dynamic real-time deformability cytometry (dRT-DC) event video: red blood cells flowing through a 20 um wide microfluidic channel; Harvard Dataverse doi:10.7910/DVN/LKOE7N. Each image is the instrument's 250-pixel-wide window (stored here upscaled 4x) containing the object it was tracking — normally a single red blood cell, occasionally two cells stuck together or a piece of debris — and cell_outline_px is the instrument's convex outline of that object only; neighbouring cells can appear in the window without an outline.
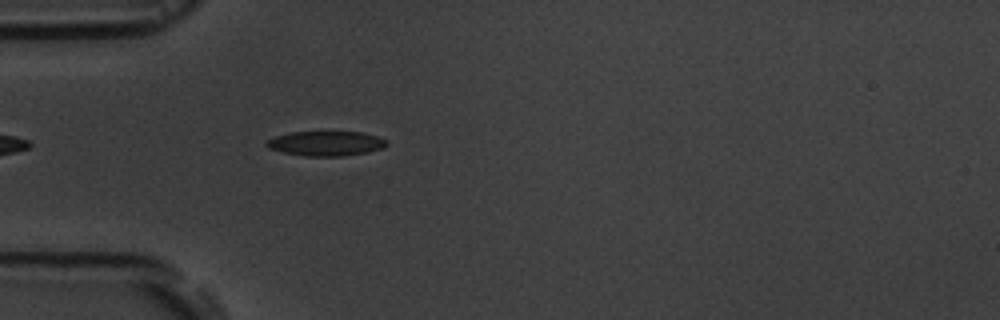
{"species": "common noctule bat (a hibernating species)", "species_latin": "Nyctalus noctula", "temperature_condition": "room temperature", "stored_images_in_passage": 3, "camera_frame_rate_fps": 3000, "um_per_image_px": 0.085, "animal": {"sex": "male", "body_mass_g": 19.5, "forearm_length_mm": 54.6}, "frame": {"image": 1, "passage_image": 3, "time_ms": 2.0, "image_size_px": [1000, 320], "cell_outline_px": [[388, 144], [384, 148], [368, 152], [344, 156], [304, 156], [284, 152], [268, 148], [264, 144], [268, 140], [276, 136], [292, 132], [360, 132], [376, 136], [388, 140]], "centroid_in_image_um": [27.74, 12.2], "position_along_channel_um": 57.3, "area_um2": 17.28}}